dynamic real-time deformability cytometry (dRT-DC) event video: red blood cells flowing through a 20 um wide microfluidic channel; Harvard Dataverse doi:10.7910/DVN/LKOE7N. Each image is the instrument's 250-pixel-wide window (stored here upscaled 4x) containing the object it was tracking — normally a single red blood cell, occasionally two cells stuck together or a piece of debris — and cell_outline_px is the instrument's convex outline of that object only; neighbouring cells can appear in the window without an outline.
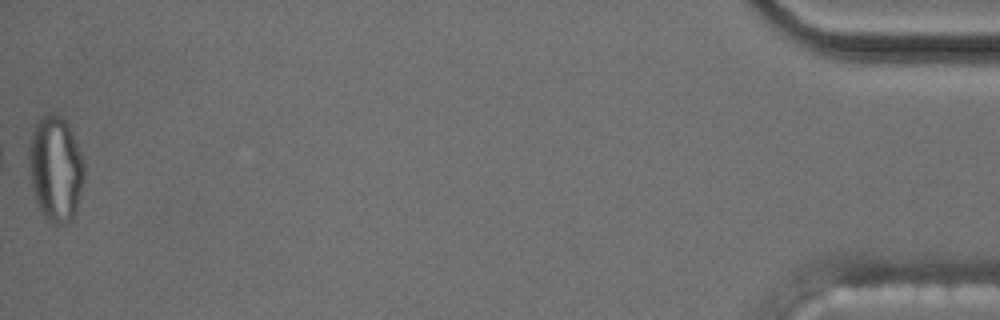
{"species": "common noctule bat (a hibernating species)", "species_latin": "Nyctalus noctula", "temperature_condition": "cold", "stored_images_in_passage": 40, "camera_frame_rate_fps": 3000, "um_per_image_px": 0.085, "animal": {"sex": "male", "body_mass_g": 17.5, "forearm_length_mm": 52.3}, "frame": {"image": 1, "passage_image": 40, "time_ms": 13.0, "image_size_px": [1000, 320], "cell_outline_px": [[84, 180], [76, 212], [72, 220], [64, 224], [56, 224], [44, 220], [36, 204], [28, 172], [28, 144], [32, 132], [36, 124], [44, 116], [52, 112], [60, 116], [68, 124], [72, 132], [84, 160]], "centroid_in_image_um": [4.71, 14.39], "position_along_channel_um": 430.5, "area_um2": 34.62}, "authors_computed_cell_mechanics": {"area_um2": 19.7676, "velocity_mm_per_s": 3.6358, "shape_relaxation_time_tau1_ms": null, "shape_relaxation_time_tau2_ms": 2.8494, "deformation_change_tau1": null, "deformation_change_tau2": 0.0779}}